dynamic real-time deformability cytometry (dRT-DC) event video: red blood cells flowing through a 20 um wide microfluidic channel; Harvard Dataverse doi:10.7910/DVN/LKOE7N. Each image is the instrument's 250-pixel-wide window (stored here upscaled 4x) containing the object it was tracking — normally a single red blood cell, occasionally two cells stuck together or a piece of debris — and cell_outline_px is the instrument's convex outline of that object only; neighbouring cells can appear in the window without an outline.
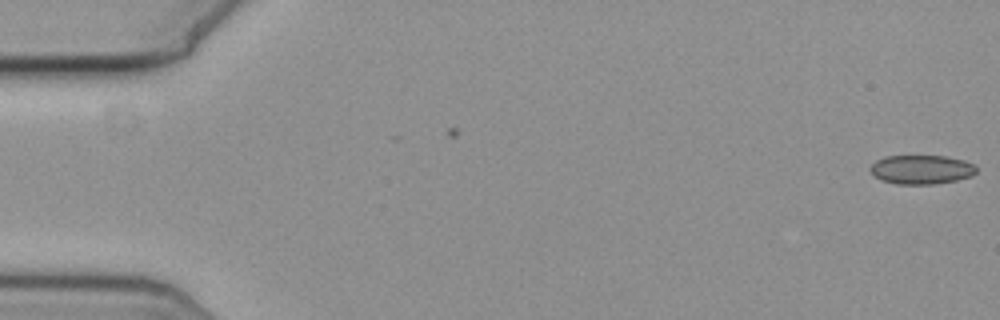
{"species": "common noctule bat (a hibernating species)", "species_latin": "Nyctalus noctula", "temperature_condition": "cold", "stored_images_in_passage": 2, "camera_frame_rate_fps": 3000, "um_per_image_px": 0.085, "animal": {"sex": "female", "body_mass_g": 19.3, "forearm_length_mm": 54.1}, "frame": {"image": 1, "passage_image": 2, "time_ms": 0.333, "image_size_px": [1000, 320], "cell_outline_px": [[976, 172], [968, 176], [956, 180], [932, 184], [896, 184], [880, 180], [868, 168], [876, 160], [884, 156], [944, 156], [964, 160], [972, 164], [976, 168]], "centroid_in_image_um": [78.27, 14.4], "position_along_channel_um": 6.7, "area_um2": 17.8}}